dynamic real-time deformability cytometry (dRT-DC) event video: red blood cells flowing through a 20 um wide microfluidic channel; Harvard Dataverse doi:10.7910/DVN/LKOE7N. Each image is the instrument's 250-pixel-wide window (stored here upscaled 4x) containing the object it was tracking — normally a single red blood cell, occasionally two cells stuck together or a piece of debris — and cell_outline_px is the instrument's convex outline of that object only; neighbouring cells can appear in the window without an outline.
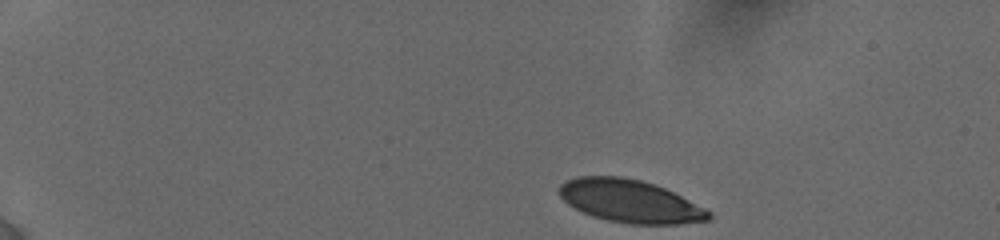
{"species": "human", "species_latin": "Homo sapiens", "temperature_condition": "cold", "stored_images_in_passage": 15, "camera_frame_rate_fps": 3000, "um_per_image_px": 0.085, "donor": {"sex": "female"}, "frame": {"image": 1, "passage_image": 1, "time_ms": 0.0, "image_size_px": [1000, 240], "cell_outline_px": [[712, 220], [680, 224], [632, 224], [608, 220], [592, 216], [568, 204], [560, 196], [560, 184], [564, 180], [576, 176], [620, 176], [640, 180], [656, 184], [712, 212]], "centroid_in_image_um": [53.55, 17.1], "position_along_channel_um": 31.4, "area_um2": 37.17}}
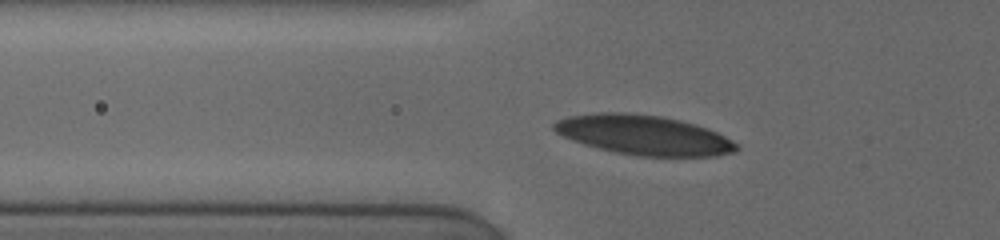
{"frame": {"image": 2, "passage_image": 11, "time_ms": 3.667, "image_size_px": [1000, 240], "cell_outline_px": [[740, 148], [736, 152], [716, 156], [640, 156], [616, 152], [584, 144], [572, 140], [556, 132], [552, 128], [552, 124], [556, 120], [568, 116], [596, 112], [628, 112], [664, 116], [696, 124], [708, 128], [740, 144]], "centroid_in_image_um": [54.74, 11.46], "position_along_channel_um": 71.1, "area_um2": 42.48}}
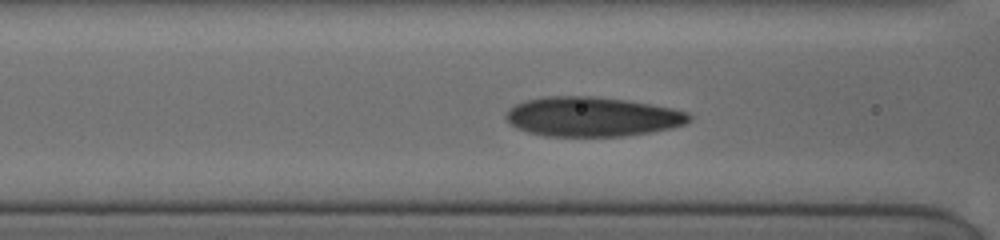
{"frame": {"image": 3, "passage_image": 15, "time_ms": 5.0, "image_size_px": [1000, 240], "cell_outline_px": [[692, 120], [688, 124], [672, 128], [652, 132], [624, 136], [544, 136], [528, 132], [516, 128], [504, 116], [516, 104], [528, 100], [548, 96], [592, 96], [624, 100], [672, 108], [688, 112], [692, 116]], "centroid_in_image_um": [50.39, 9.93], "position_along_channel_um": 116.2, "area_um2": 42.14}}